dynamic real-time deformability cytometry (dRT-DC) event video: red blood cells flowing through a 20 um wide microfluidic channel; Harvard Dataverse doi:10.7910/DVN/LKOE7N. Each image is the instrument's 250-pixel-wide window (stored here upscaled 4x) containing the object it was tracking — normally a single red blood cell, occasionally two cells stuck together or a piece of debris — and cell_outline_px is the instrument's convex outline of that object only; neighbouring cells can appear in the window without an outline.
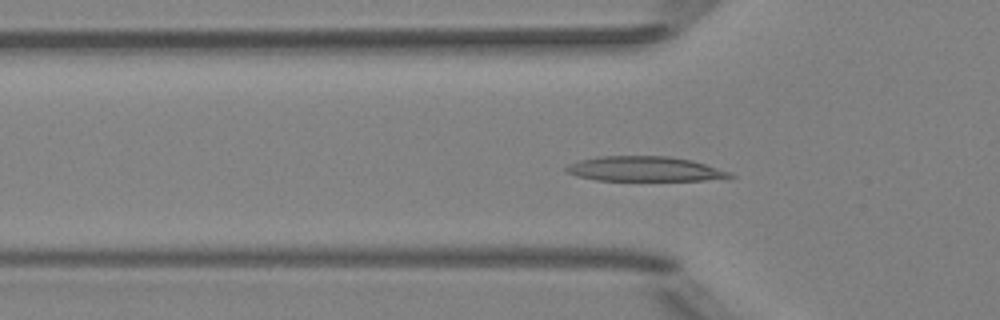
{"species": "Egyptian fruit bat (a non-hibernating species)", "species_latin": "Rousettus aegyptiacus", "temperature_condition": "room temperature", "stored_images_in_passage": 45, "camera_frame_rate_fps": 3000, "um_per_image_px": 0.085, "animal": {"sex": "female"}, "frame": {"image": 1, "passage_image": 9, "time_ms": 2.667, "image_size_px": [1000, 320], "cell_outline_px": [[736, 176], [704, 180], [596, 180], [576, 176], [564, 172], [564, 168], [568, 164], [580, 160], [600, 156], [672, 156], [692, 160], [732, 172]], "centroid_in_image_um": [54.76, 14.35], "position_along_channel_um": 71.0, "area_um2": 23.76}}
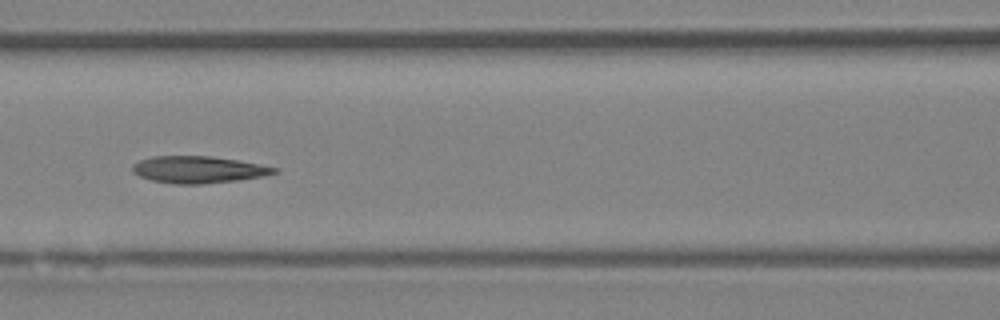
{"frame": {"image": 2, "passage_image": 15, "time_ms": 4.667, "image_size_px": [1000, 320], "cell_outline_px": [[280, 172], [264, 176], [236, 180], [204, 184], [172, 184], [152, 180], [140, 176], [132, 172], [132, 164], [140, 160], [152, 156], [208, 156], [236, 160], [280, 168]], "centroid_in_image_um": [16.86, 14.42], "position_along_channel_um": 149.7, "area_um2": 22.25}}
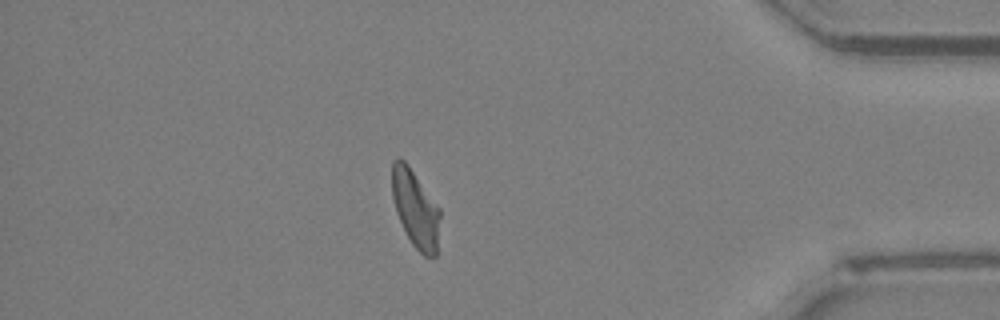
{"frame": {"image": 3, "passage_image": 37, "time_ms": 12.0, "image_size_px": [1000, 320], "cell_outline_px": [[440, 216], [436, 256], [432, 260], [424, 256], [412, 244], [396, 212], [392, 196], [392, 160], [396, 156], [400, 156], [408, 164], [440, 208]], "centroid_in_image_um": [35.31, 17.72], "position_along_channel_um": 399.9, "area_um2": 21.79}, "authors_computed_cell_mechanics": {"area_um2": 22.1374, "velocity_mm_per_s": 3.9403, "shape_relaxation_time_tau1_ms": 7.4393, "shape_relaxation_time_tau2_ms": 3.396, "deformation_change_tau1": 0.226, "deformation_change_tau2": 0.0792}}